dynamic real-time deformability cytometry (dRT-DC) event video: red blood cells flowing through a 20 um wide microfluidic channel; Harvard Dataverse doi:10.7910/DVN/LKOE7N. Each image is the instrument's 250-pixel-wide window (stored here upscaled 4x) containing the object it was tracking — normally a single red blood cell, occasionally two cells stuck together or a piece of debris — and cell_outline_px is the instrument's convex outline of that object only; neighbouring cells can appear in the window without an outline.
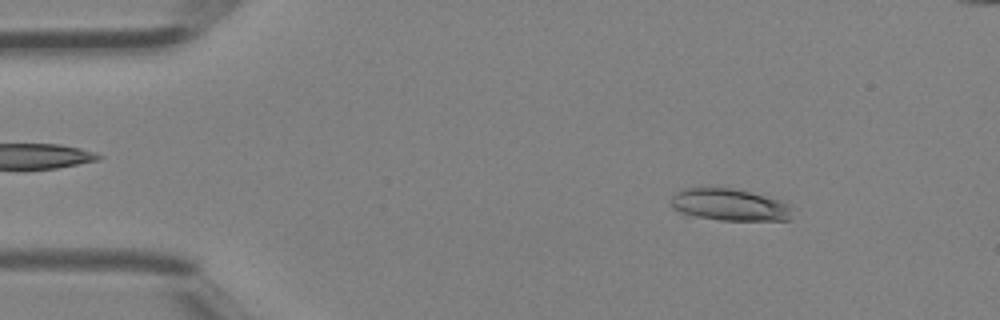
{"species": "Egyptian fruit bat (a non-hibernating species)", "species_latin": "Rousettus aegyptiacus", "temperature_condition": "room temperature", "stored_images_in_passage": 39, "camera_frame_rate_fps": 3000, "um_per_image_px": 0.085, "animal": {"sex": "female"}, "frame": {"image": 1, "passage_image": 6, "time_ms": 1.667, "image_size_px": [1000, 320], "cell_outline_px": [[796, 208], [788, 220], [720, 220], [684, 216], [672, 208], [672, 196], [676, 192], [684, 188], [732, 188], [780, 200]], "centroid_in_image_um": [61.99, 17.43], "position_along_channel_um": 23.0, "area_um2": 22.89}}
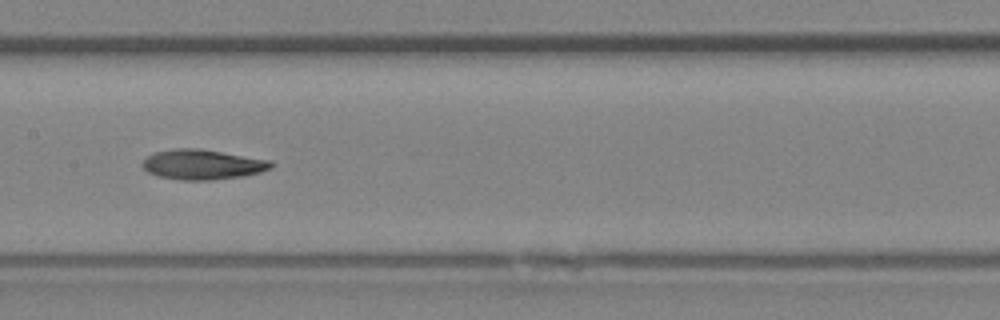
{"frame": {"image": 2, "passage_image": 21, "time_ms": 6.667, "image_size_px": [1000, 320], "cell_outline_px": [[272, 168], [260, 172], [244, 176], [212, 180], [180, 180], [156, 176], [148, 172], [140, 164], [148, 156], [156, 152], [176, 148], [200, 148], [272, 160]], "centroid_in_image_um": [17.22, 13.98], "position_along_channel_um": 190.2, "area_um2": 22.66}}
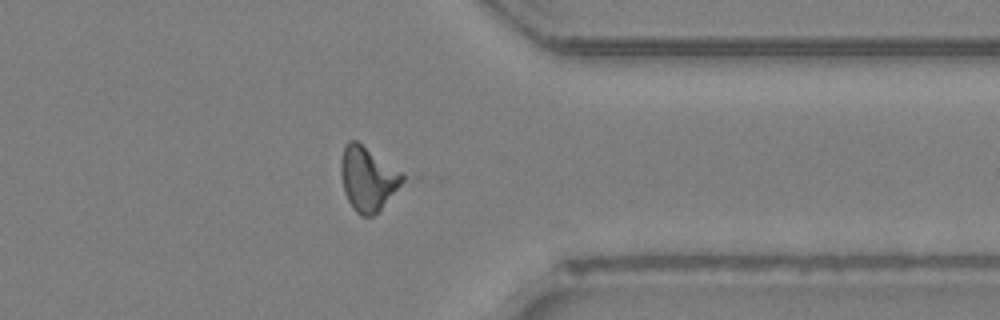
{"frame": {"image": 3, "passage_image": 33, "time_ms": 10.667, "image_size_px": [1000, 320], "cell_outline_px": [[412, 176], [372, 216], [360, 216], [352, 208], [344, 192], [340, 172], [340, 160], [344, 148], [348, 140], [356, 140]], "centroid_in_image_um": [31.34, 15.16], "position_along_channel_um": 380.1, "area_um2": 23.81}}